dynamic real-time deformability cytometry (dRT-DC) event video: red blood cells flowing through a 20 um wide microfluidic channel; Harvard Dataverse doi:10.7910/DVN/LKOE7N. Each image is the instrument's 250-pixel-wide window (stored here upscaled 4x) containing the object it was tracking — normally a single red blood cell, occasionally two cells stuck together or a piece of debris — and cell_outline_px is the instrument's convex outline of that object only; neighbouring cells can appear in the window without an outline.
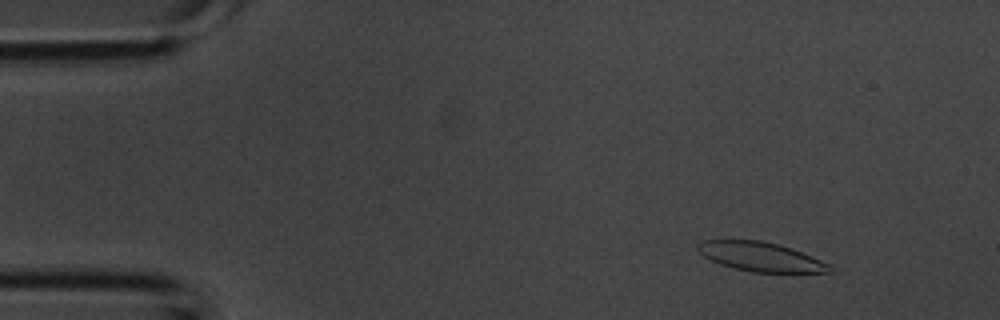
{"species": "common noctule bat (a hibernating species)", "species_latin": "Nyctalus noctula", "temperature_condition": "room temperature", "stored_images_in_passage": 4, "camera_frame_rate_fps": 3000, "um_per_image_px": 0.085, "animal": {"sex": "male", "body_mass_g": 20.1, "forearm_length_mm": 53.5}, "frame": {"image": 1, "passage_image": 2, "time_ms": 0.333, "image_size_px": [1000, 320], "cell_outline_px": [[832, 272], [752, 272], [732, 268], [720, 264], [704, 256], [696, 248], [696, 244], [700, 240], [760, 240], [780, 244], [792, 248], [832, 264]], "centroid_in_image_um": [64.67, 21.81], "position_along_channel_um": 20.3, "area_um2": 22.6}}